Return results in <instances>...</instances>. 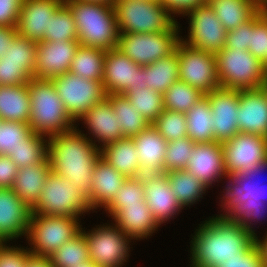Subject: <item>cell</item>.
Listing matches in <instances>:
<instances>
[{"label": "cell", "instance_id": "1", "mask_svg": "<svg viewBox=\"0 0 267 267\" xmlns=\"http://www.w3.org/2000/svg\"><path fill=\"white\" fill-rule=\"evenodd\" d=\"M195 232L190 267H218L256 244L253 233L221 215L205 220Z\"/></svg>", "mask_w": 267, "mask_h": 267}, {"label": "cell", "instance_id": "2", "mask_svg": "<svg viewBox=\"0 0 267 267\" xmlns=\"http://www.w3.org/2000/svg\"><path fill=\"white\" fill-rule=\"evenodd\" d=\"M89 137L76 126L48 138L47 156L52 171L69 179L85 196L92 184L95 164L101 157L98 145Z\"/></svg>", "mask_w": 267, "mask_h": 267}, {"label": "cell", "instance_id": "3", "mask_svg": "<svg viewBox=\"0 0 267 267\" xmlns=\"http://www.w3.org/2000/svg\"><path fill=\"white\" fill-rule=\"evenodd\" d=\"M73 14L80 45L108 51L117 48L119 31L113 5L64 0Z\"/></svg>", "mask_w": 267, "mask_h": 267}, {"label": "cell", "instance_id": "4", "mask_svg": "<svg viewBox=\"0 0 267 267\" xmlns=\"http://www.w3.org/2000/svg\"><path fill=\"white\" fill-rule=\"evenodd\" d=\"M30 96L29 127L32 132L49 138L76 127L56 92L52 79L32 77L28 83Z\"/></svg>", "mask_w": 267, "mask_h": 267}, {"label": "cell", "instance_id": "5", "mask_svg": "<svg viewBox=\"0 0 267 267\" xmlns=\"http://www.w3.org/2000/svg\"><path fill=\"white\" fill-rule=\"evenodd\" d=\"M117 29L122 33H160L177 21L158 0H115Z\"/></svg>", "mask_w": 267, "mask_h": 267}, {"label": "cell", "instance_id": "6", "mask_svg": "<svg viewBox=\"0 0 267 267\" xmlns=\"http://www.w3.org/2000/svg\"><path fill=\"white\" fill-rule=\"evenodd\" d=\"M216 68L220 87L226 89H257L267 79L264 63L248 50L223 47L216 54Z\"/></svg>", "mask_w": 267, "mask_h": 267}, {"label": "cell", "instance_id": "7", "mask_svg": "<svg viewBox=\"0 0 267 267\" xmlns=\"http://www.w3.org/2000/svg\"><path fill=\"white\" fill-rule=\"evenodd\" d=\"M78 218L31 214L27 240L28 250L36 256L49 257L62 244L72 240L83 229Z\"/></svg>", "mask_w": 267, "mask_h": 267}, {"label": "cell", "instance_id": "8", "mask_svg": "<svg viewBox=\"0 0 267 267\" xmlns=\"http://www.w3.org/2000/svg\"><path fill=\"white\" fill-rule=\"evenodd\" d=\"M90 210L86 196L69 179L51 171L32 213L80 218Z\"/></svg>", "mask_w": 267, "mask_h": 267}, {"label": "cell", "instance_id": "9", "mask_svg": "<svg viewBox=\"0 0 267 267\" xmlns=\"http://www.w3.org/2000/svg\"><path fill=\"white\" fill-rule=\"evenodd\" d=\"M179 31L177 22L160 33H122L118 35L117 49L138 65L146 66L175 51L180 41Z\"/></svg>", "mask_w": 267, "mask_h": 267}, {"label": "cell", "instance_id": "10", "mask_svg": "<svg viewBox=\"0 0 267 267\" xmlns=\"http://www.w3.org/2000/svg\"><path fill=\"white\" fill-rule=\"evenodd\" d=\"M52 83L75 122L107 97L102 80L85 79L71 72L52 78Z\"/></svg>", "mask_w": 267, "mask_h": 267}, {"label": "cell", "instance_id": "11", "mask_svg": "<svg viewBox=\"0 0 267 267\" xmlns=\"http://www.w3.org/2000/svg\"><path fill=\"white\" fill-rule=\"evenodd\" d=\"M105 224L96 226L97 228L89 232L81 229L87 242L89 257L101 267H122L129 259V242L133 239L116 224Z\"/></svg>", "mask_w": 267, "mask_h": 267}, {"label": "cell", "instance_id": "12", "mask_svg": "<svg viewBox=\"0 0 267 267\" xmlns=\"http://www.w3.org/2000/svg\"><path fill=\"white\" fill-rule=\"evenodd\" d=\"M179 61V80L207 95L220 88L216 54L193 48L181 40L176 46Z\"/></svg>", "mask_w": 267, "mask_h": 267}, {"label": "cell", "instance_id": "13", "mask_svg": "<svg viewBox=\"0 0 267 267\" xmlns=\"http://www.w3.org/2000/svg\"><path fill=\"white\" fill-rule=\"evenodd\" d=\"M222 150L227 176H231L267 161V138L238 132L222 143Z\"/></svg>", "mask_w": 267, "mask_h": 267}, {"label": "cell", "instance_id": "14", "mask_svg": "<svg viewBox=\"0 0 267 267\" xmlns=\"http://www.w3.org/2000/svg\"><path fill=\"white\" fill-rule=\"evenodd\" d=\"M189 15V16H188ZM185 16L189 17L188 38L180 40L187 45L217 54L226 45L227 31L208 3L196 8Z\"/></svg>", "mask_w": 267, "mask_h": 267}, {"label": "cell", "instance_id": "15", "mask_svg": "<svg viewBox=\"0 0 267 267\" xmlns=\"http://www.w3.org/2000/svg\"><path fill=\"white\" fill-rule=\"evenodd\" d=\"M102 83L106 94L142 89L147 87L145 69L114 48L105 52Z\"/></svg>", "mask_w": 267, "mask_h": 267}, {"label": "cell", "instance_id": "16", "mask_svg": "<svg viewBox=\"0 0 267 267\" xmlns=\"http://www.w3.org/2000/svg\"><path fill=\"white\" fill-rule=\"evenodd\" d=\"M213 114L214 141L223 143L239 132L236 121L239 90L218 88L205 95Z\"/></svg>", "mask_w": 267, "mask_h": 267}, {"label": "cell", "instance_id": "17", "mask_svg": "<svg viewBox=\"0 0 267 267\" xmlns=\"http://www.w3.org/2000/svg\"><path fill=\"white\" fill-rule=\"evenodd\" d=\"M79 45V41H38L34 77L52 79L69 72Z\"/></svg>", "mask_w": 267, "mask_h": 267}, {"label": "cell", "instance_id": "18", "mask_svg": "<svg viewBox=\"0 0 267 267\" xmlns=\"http://www.w3.org/2000/svg\"><path fill=\"white\" fill-rule=\"evenodd\" d=\"M266 168L267 161L242 173L227 176L229 182L223 191L225 195L223 194L224 197L221 198L224 212H227L234 204L246 201L261 200L267 204V186L265 183H260L258 179V175L262 174Z\"/></svg>", "mask_w": 267, "mask_h": 267}, {"label": "cell", "instance_id": "19", "mask_svg": "<svg viewBox=\"0 0 267 267\" xmlns=\"http://www.w3.org/2000/svg\"><path fill=\"white\" fill-rule=\"evenodd\" d=\"M31 214L12 188H0V243L27 236Z\"/></svg>", "mask_w": 267, "mask_h": 267}, {"label": "cell", "instance_id": "20", "mask_svg": "<svg viewBox=\"0 0 267 267\" xmlns=\"http://www.w3.org/2000/svg\"><path fill=\"white\" fill-rule=\"evenodd\" d=\"M186 170L192 173L207 188L212 186L213 182H218L219 178L227 177L222 143L216 141L195 143Z\"/></svg>", "mask_w": 267, "mask_h": 267}, {"label": "cell", "instance_id": "21", "mask_svg": "<svg viewBox=\"0 0 267 267\" xmlns=\"http://www.w3.org/2000/svg\"><path fill=\"white\" fill-rule=\"evenodd\" d=\"M143 187L145 201L159 225L166 223L183 209L172 193L165 173L144 174Z\"/></svg>", "mask_w": 267, "mask_h": 267}, {"label": "cell", "instance_id": "22", "mask_svg": "<svg viewBox=\"0 0 267 267\" xmlns=\"http://www.w3.org/2000/svg\"><path fill=\"white\" fill-rule=\"evenodd\" d=\"M63 3L64 0H23L17 34L36 42L43 41L51 16Z\"/></svg>", "mask_w": 267, "mask_h": 267}, {"label": "cell", "instance_id": "23", "mask_svg": "<svg viewBox=\"0 0 267 267\" xmlns=\"http://www.w3.org/2000/svg\"><path fill=\"white\" fill-rule=\"evenodd\" d=\"M239 132L267 138V97L262 88L239 90Z\"/></svg>", "mask_w": 267, "mask_h": 267}, {"label": "cell", "instance_id": "24", "mask_svg": "<svg viewBox=\"0 0 267 267\" xmlns=\"http://www.w3.org/2000/svg\"><path fill=\"white\" fill-rule=\"evenodd\" d=\"M118 118L117 114L113 111L112 103L105 98L103 101L90 108L80 120H84L83 123L86 124V128L88 127L87 129L90 132L88 134H92L94 137L92 142L95 145H97V141L98 144L101 143L98 146L100 149V147L103 148L123 138Z\"/></svg>", "mask_w": 267, "mask_h": 267}, {"label": "cell", "instance_id": "25", "mask_svg": "<svg viewBox=\"0 0 267 267\" xmlns=\"http://www.w3.org/2000/svg\"><path fill=\"white\" fill-rule=\"evenodd\" d=\"M126 179V176L100 157L93 169L92 184L86 196L91 210L94 211L97 207L105 208Z\"/></svg>", "mask_w": 267, "mask_h": 267}, {"label": "cell", "instance_id": "26", "mask_svg": "<svg viewBox=\"0 0 267 267\" xmlns=\"http://www.w3.org/2000/svg\"><path fill=\"white\" fill-rule=\"evenodd\" d=\"M111 218L119 229L134 240L152 236V233L160 227L146 201L121 206Z\"/></svg>", "mask_w": 267, "mask_h": 267}, {"label": "cell", "instance_id": "27", "mask_svg": "<svg viewBox=\"0 0 267 267\" xmlns=\"http://www.w3.org/2000/svg\"><path fill=\"white\" fill-rule=\"evenodd\" d=\"M138 158L144 174L163 173L167 141L151 124L133 137Z\"/></svg>", "mask_w": 267, "mask_h": 267}, {"label": "cell", "instance_id": "28", "mask_svg": "<svg viewBox=\"0 0 267 267\" xmlns=\"http://www.w3.org/2000/svg\"><path fill=\"white\" fill-rule=\"evenodd\" d=\"M51 171L48 156L38 164L18 168L12 190L32 209L39 201L42 189Z\"/></svg>", "mask_w": 267, "mask_h": 267}, {"label": "cell", "instance_id": "29", "mask_svg": "<svg viewBox=\"0 0 267 267\" xmlns=\"http://www.w3.org/2000/svg\"><path fill=\"white\" fill-rule=\"evenodd\" d=\"M100 151L101 157L127 178L142 176L133 138L123 137L100 148Z\"/></svg>", "mask_w": 267, "mask_h": 267}, {"label": "cell", "instance_id": "30", "mask_svg": "<svg viewBox=\"0 0 267 267\" xmlns=\"http://www.w3.org/2000/svg\"><path fill=\"white\" fill-rule=\"evenodd\" d=\"M226 31L249 21L262 6L256 0H207Z\"/></svg>", "mask_w": 267, "mask_h": 267}, {"label": "cell", "instance_id": "31", "mask_svg": "<svg viewBox=\"0 0 267 267\" xmlns=\"http://www.w3.org/2000/svg\"><path fill=\"white\" fill-rule=\"evenodd\" d=\"M28 83L18 86L0 85V119L28 123L30 117Z\"/></svg>", "mask_w": 267, "mask_h": 267}, {"label": "cell", "instance_id": "32", "mask_svg": "<svg viewBox=\"0 0 267 267\" xmlns=\"http://www.w3.org/2000/svg\"><path fill=\"white\" fill-rule=\"evenodd\" d=\"M147 87L164 94L177 80H179V61L175 50L167 57L158 59L154 63L143 66Z\"/></svg>", "mask_w": 267, "mask_h": 267}, {"label": "cell", "instance_id": "33", "mask_svg": "<svg viewBox=\"0 0 267 267\" xmlns=\"http://www.w3.org/2000/svg\"><path fill=\"white\" fill-rule=\"evenodd\" d=\"M187 137L195 143L214 141L213 114L206 96L185 113Z\"/></svg>", "mask_w": 267, "mask_h": 267}, {"label": "cell", "instance_id": "34", "mask_svg": "<svg viewBox=\"0 0 267 267\" xmlns=\"http://www.w3.org/2000/svg\"><path fill=\"white\" fill-rule=\"evenodd\" d=\"M165 175L170 182L172 193L182 208L191 206L206 193L207 187L186 169L165 172Z\"/></svg>", "mask_w": 267, "mask_h": 267}, {"label": "cell", "instance_id": "35", "mask_svg": "<svg viewBox=\"0 0 267 267\" xmlns=\"http://www.w3.org/2000/svg\"><path fill=\"white\" fill-rule=\"evenodd\" d=\"M106 98L112 103L113 111L119 117L118 123L123 137L133 138L151 125L136 107L130 104L125 95L107 94Z\"/></svg>", "mask_w": 267, "mask_h": 267}, {"label": "cell", "instance_id": "36", "mask_svg": "<svg viewBox=\"0 0 267 267\" xmlns=\"http://www.w3.org/2000/svg\"><path fill=\"white\" fill-rule=\"evenodd\" d=\"M105 52L98 48L79 45L69 72L89 80H102Z\"/></svg>", "mask_w": 267, "mask_h": 267}, {"label": "cell", "instance_id": "37", "mask_svg": "<svg viewBox=\"0 0 267 267\" xmlns=\"http://www.w3.org/2000/svg\"><path fill=\"white\" fill-rule=\"evenodd\" d=\"M48 153V138L31 132L20 144L9 152V156L18 168H24L42 162Z\"/></svg>", "mask_w": 267, "mask_h": 267}, {"label": "cell", "instance_id": "38", "mask_svg": "<svg viewBox=\"0 0 267 267\" xmlns=\"http://www.w3.org/2000/svg\"><path fill=\"white\" fill-rule=\"evenodd\" d=\"M44 42L78 41V33L73 14L63 3L51 16Z\"/></svg>", "mask_w": 267, "mask_h": 267}, {"label": "cell", "instance_id": "39", "mask_svg": "<svg viewBox=\"0 0 267 267\" xmlns=\"http://www.w3.org/2000/svg\"><path fill=\"white\" fill-rule=\"evenodd\" d=\"M123 95L127 97L130 104L134 105L138 112H140L150 124H152L164 110L163 94L149 87L127 90Z\"/></svg>", "mask_w": 267, "mask_h": 267}, {"label": "cell", "instance_id": "40", "mask_svg": "<svg viewBox=\"0 0 267 267\" xmlns=\"http://www.w3.org/2000/svg\"><path fill=\"white\" fill-rule=\"evenodd\" d=\"M204 96L184 81L177 80L163 94L164 109L186 113Z\"/></svg>", "mask_w": 267, "mask_h": 267}, {"label": "cell", "instance_id": "41", "mask_svg": "<svg viewBox=\"0 0 267 267\" xmlns=\"http://www.w3.org/2000/svg\"><path fill=\"white\" fill-rule=\"evenodd\" d=\"M49 259L54 267H75L90 260L87 242L80 233L75 238L62 244L50 254Z\"/></svg>", "mask_w": 267, "mask_h": 267}, {"label": "cell", "instance_id": "42", "mask_svg": "<svg viewBox=\"0 0 267 267\" xmlns=\"http://www.w3.org/2000/svg\"><path fill=\"white\" fill-rule=\"evenodd\" d=\"M37 42L16 35L1 61L22 65L33 77L35 73Z\"/></svg>", "mask_w": 267, "mask_h": 267}, {"label": "cell", "instance_id": "43", "mask_svg": "<svg viewBox=\"0 0 267 267\" xmlns=\"http://www.w3.org/2000/svg\"><path fill=\"white\" fill-rule=\"evenodd\" d=\"M152 125L167 142L187 136L185 113L164 109Z\"/></svg>", "mask_w": 267, "mask_h": 267}, {"label": "cell", "instance_id": "44", "mask_svg": "<svg viewBox=\"0 0 267 267\" xmlns=\"http://www.w3.org/2000/svg\"><path fill=\"white\" fill-rule=\"evenodd\" d=\"M265 205V202L261 200L246 201L244 203L234 204L227 212H225V214L223 212V214L220 215L224 216L227 220L236 222L257 237L255 230L252 227L254 224L252 221L256 222V219L258 222V220L264 217L263 213L266 208Z\"/></svg>", "mask_w": 267, "mask_h": 267}, {"label": "cell", "instance_id": "45", "mask_svg": "<svg viewBox=\"0 0 267 267\" xmlns=\"http://www.w3.org/2000/svg\"><path fill=\"white\" fill-rule=\"evenodd\" d=\"M139 201H145L143 175L127 178L112 201L105 207V211L112 216L121 206L139 204Z\"/></svg>", "mask_w": 267, "mask_h": 267}, {"label": "cell", "instance_id": "46", "mask_svg": "<svg viewBox=\"0 0 267 267\" xmlns=\"http://www.w3.org/2000/svg\"><path fill=\"white\" fill-rule=\"evenodd\" d=\"M194 145L195 142L187 136L177 141L167 142L163 173L186 169L188 161L192 156Z\"/></svg>", "mask_w": 267, "mask_h": 267}, {"label": "cell", "instance_id": "47", "mask_svg": "<svg viewBox=\"0 0 267 267\" xmlns=\"http://www.w3.org/2000/svg\"><path fill=\"white\" fill-rule=\"evenodd\" d=\"M247 50L265 63L267 59V12L264 7L251 18L250 46Z\"/></svg>", "mask_w": 267, "mask_h": 267}, {"label": "cell", "instance_id": "48", "mask_svg": "<svg viewBox=\"0 0 267 267\" xmlns=\"http://www.w3.org/2000/svg\"><path fill=\"white\" fill-rule=\"evenodd\" d=\"M31 132L32 130L26 122L2 120L0 125V154L8 155Z\"/></svg>", "mask_w": 267, "mask_h": 267}, {"label": "cell", "instance_id": "49", "mask_svg": "<svg viewBox=\"0 0 267 267\" xmlns=\"http://www.w3.org/2000/svg\"><path fill=\"white\" fill-rule=\"evenodd\" d=\"M32 77L22 65L0 60V85L18 86L29 83Z\"/></svg>", "mask_w": 267, "mask_h": 267}, {"label": "cell", "instance_id": "50", "mask_svg": "<svg viewBox=\"0 0 267 267\" xmlns=\"http://www.w3.org/2000/svg\"><path fill=\"white\" fill-rule=\"evenodd\" d=\"M218 267H265L264 258L257 243L247 251H242L227 259Z\"/></svg>", "mask_w": 267, "mask_h": 267}, {"label": "cell", "instance_id": "51", "mask_svg": "<svg viewBox=\"0 0 267 267\" xmlns=\"http://www.w3.org/2000/svg\"><path fill=\"white\" fill-rule=\"evenodd\" d=\"M6 244V242L0 243V267H25L27 256L30 254L28 248Z\"/></svg>", "mask_w": 267, "mask_h": 267}, {"label": "cell", "instance_id": "52", "mask_svg": "<svg viewBox=\"0 0 267 267\" xmlns=\"http://www.w3.org/2000/svg\"><path fill=\"white\" fill-rule=\"evenodd\" d=\"M251 19L239 25L234 30L228 31L225 47L229 49L247 50L250 46Z\"/></svg>", "mask_w": 267, "mask_h": 267}, {"label": "cell", "instance_id": "53", "mask_svg": "<svg viewBox=\"0 0 267 267\" xmlns=\"http://www.w3.org/2000/svg\"><path fill=\"white\" fill-rule=\"evenodd\" d=\"M23 0H0V26L16 27Z\"/></svg>", "mask_w": 267, "mask_h": 267}, {"label": "cell", "instance_id": "54", "mask_svg": "<svg viewBox=\"0 0 267 267\" xmlns=\"http://www.w3.org/2000/svg\"><path fill=\"white\" fill-rule=\"evenodd\" d=\"M174 18L175 14L185 16L189 12L207 3V0H158ZM174 14V15H173Z\"/></svg>", "mask_w": 267, "mask_h": 267}, {"label": "cell", "instance_id": "55", "mask_svg": "<svg viewBox=\"0 0 267 267\" xmlns=\"http://www.w3.org/2000/svg\"><path fill=\"white\" fill-rule=\"evenodd\" d=\"M17 172L18 167L12 159L0 154V188H12Z\"/></svg>", "mask_w": 267, "mask_h": 267}, {"label": "cell", "instance_id": "56", "mask_svg": "<svg viewBox=\"0 0 267 267\" xmlns=\"http://www.w3.org/2000/svg\"><path fill=\"white\" fill-rule=\"evenodd\" d=\"M16 35V27L0 26V58L5 55L6 50Z\"/></svg>", "mask_w": 267, "mask_h": 267}, {"label": "cell", "instance_id": "57", "mask_svg": "<svg viewBox=\"0 0 267 267\" xmlns=\"http://www.w3.org/2000/svg\"><path fill=\"white\" fill-rule=\"evenodd\" d=\"M25 267H54L51 260L47 256H36L30 253L27 256V263Z\"/></svg>", "mask_w": 267, "mask_h": 267}, {"label": "cell", "instance_id": "58", "mask_svg": "<svg viewBox=\"0 0 267 267\" xmlns=\"http://www.w3.org/2000/svg\"><path fill=\"white\" fill-rule=\"evenodd\" d=\"M265 238H263V240L260 238L258 239V237H256V243L261 251V254L264 258V264L265 267H267V234L266 236H264Z\"/></svg>", "mask_w": 267, "mask_h": 267}, {"label": "cell", "instance_id": "59", "mask_svg": "<svg viewBox=\"0 0 267 267\" xmlns=\"http://www.w3.org/2000/svg\"><path fill=\"white\" fill-rule=\"evenodd\" d=\"M75 267H101L98 266L96 263H94L91 259L87 260L81 264H78L77 266L75 265Z\"/></svg>", "mask_w": 267, "mask_h": 267}, {"label": "cell", "instance_id": "60", "mask_svg": "<svg viewBox=\"0 0 267 267\" xmlns=\"http://www.w3.org/2000/svg\"><path fill=\"white\" fill-rule=\"evenodd\" d=\"M82 1H86V2H99V3H103L106 5H113L115 0H82Z\"/></svg>", "mask_w": 267, "mask_h": 267}, {"label": "cell", "instance_id": "61", "mask_svg": "<svg viewBox=\"0 0 267 267\" xmlns=\"http://www.w3.org/2000/svg\"><path fill=\"white\" fill-rule=\"evenodd\" d=\"M261 88L263 89V91H264V93L266 94V97H267V79L265 80V82L263 83Z\"/></svg>", "mask_w": 267, "mask_h": 267}, {"label": "cell", "instance_id": "62", "mask_svg": "<svg viewBox=\"0 0 267 267\" xmlns=\"http://www.w3.org/2000/svg\"><path fill=\"white\" fill-rule=\"evenodd\" d=\"M262 7L267 5V0H256Z\"/></svg>", "mask_w": 267, "mask_h": 267}, {"label": "cell", "instance_id": "63", "mask_svg": "<svg viewBox=\"0 0 267 267\" xmlns=\"http://www.w3.org/2000/svg\"><path fill=\"white\" fill-rule=\"evenodd\" d=\"M264 67H265V71H266V74H267V59H266V61L264 63Z\"/></svg>", "mask_w": 267, "mask_h": 267}]
</instances>
